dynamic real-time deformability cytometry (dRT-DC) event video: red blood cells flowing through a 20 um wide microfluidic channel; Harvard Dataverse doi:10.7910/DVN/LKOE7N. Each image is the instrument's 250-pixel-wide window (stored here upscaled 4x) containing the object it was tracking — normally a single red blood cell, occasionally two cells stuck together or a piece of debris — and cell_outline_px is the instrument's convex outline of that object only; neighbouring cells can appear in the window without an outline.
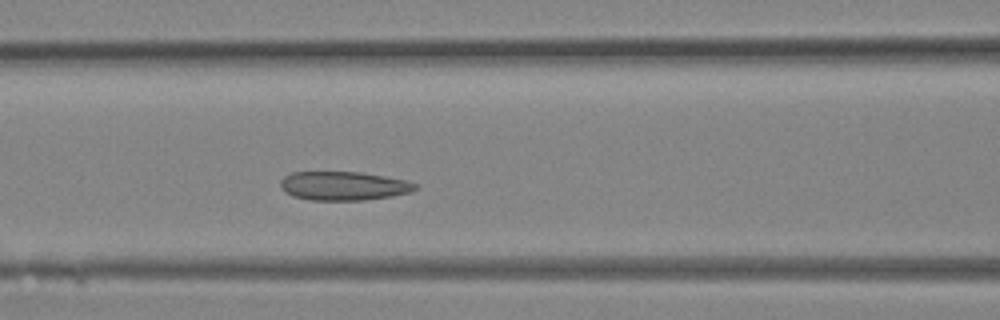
{"species": "Egyptian fruit bat (a non-hibernating species)", "species_latin": "Rousettus aegyptiacus", "temperature_condition": "room temperature", "stored_images_in_passage": 29, "camera_frame_rate_fps": 3000, "um_per_image_px": 0.085, "animal": {"sex": "female"}, "frame": {"image": 1, "passage_image": 11, "time_ms": 3.333, "image_size_px": [1000, 320], "cell_outline_px": [[420, 184], [416, 188], [408, 192], [392, 196], [364, 200], [308, 200], [292, 196], [284, 192], [280, 188], [280, 180], [284, 176], [292, 172], [360, 172], [408, 180]], "centroid_in_image_um": [29.18, 15.8], "position_along_channel_um": 137.4, "area_um2": 22.83}}
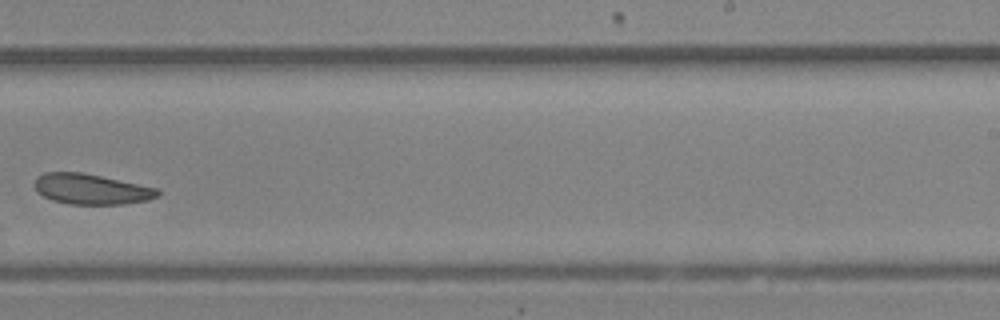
{"frame": {"image": 2, "passage_image": 18, "time_ms": 5.667, "image_size_px": [1000, 320], "cell_outline_px": [[160, 196], [148, 200], [124, 204], [68, 204], [52, 200], [36, 192], [32, 184], [44, 172], [80, 172], [160, 188]], "centroid_in_image_um": [7.77, 16.08], "position_along_channel_um": 281.2, "area_um2": 21.96}}
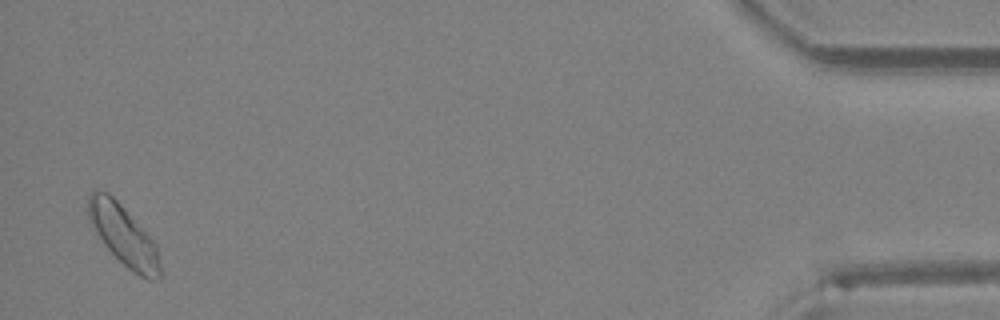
{"frame": {"image": 3, "passage_image": 29, "time_ms": 9.333, "image_size_px": [1000, 320], "cell_outline_px": [[160, 280], [148, 280], [132, 272], [104, 244], [92, 228], [88, 220], [88, 196], [92, 192], [108, 192], [120, 204], [156, 244], [160, 264]], "centroid_in_image_um": [10.49, 20.04], "position_along_channel_um": 424.7, "area_um2": 24.74}}